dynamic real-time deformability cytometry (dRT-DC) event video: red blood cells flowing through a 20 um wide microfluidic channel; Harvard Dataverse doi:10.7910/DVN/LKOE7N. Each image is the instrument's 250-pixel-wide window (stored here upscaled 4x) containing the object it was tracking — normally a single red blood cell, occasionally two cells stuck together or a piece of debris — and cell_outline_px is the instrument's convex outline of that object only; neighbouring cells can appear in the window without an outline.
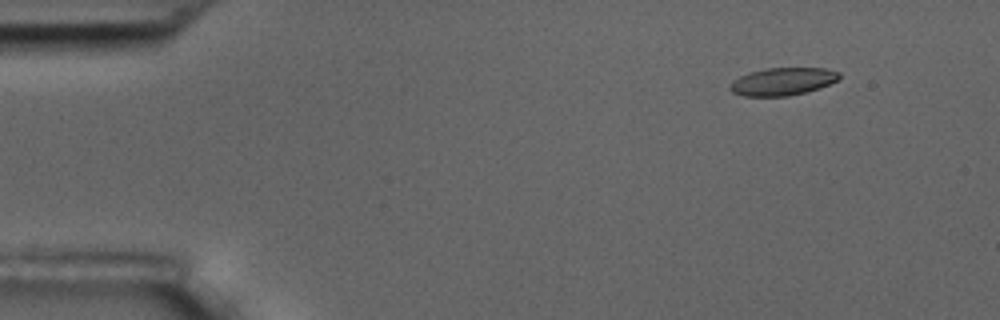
{"species": "common noctule bat (a hibernating species)", "species_latin": "Nyctalus noctula", "temperature_condition": "room temperature", "stored_images_in_passage": 5, "camera_frame_rate_fps": 3000, "um_per_image_px": 0.085, "animal": {"sex": "male", "body_mass_g": 17.5, "forearm_length_mm": 52.3}, "frame": {"image": 1, "passage_image": 2, "time_ms": 1.333, "image_size_px": [1000, 320], "cell_outline_px": [[840, 76], [836, 80], [820, 88], [788, 96], [744, 96], [732, 92], [728, 88], [732, 80], [748, 72], [764, 68], [824, 68], [840, 72]], "centroid_in_image_um": [66.48, 6.92], "position_along_channel_um": 18.5, "area_um2": 17.63}}
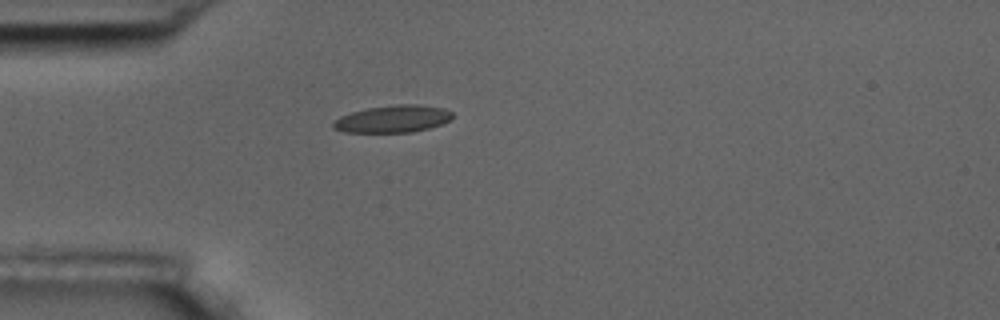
{"frame": {"image": 2, "passage_image": 5, "time_ms": 4.667, "image_size_px": [1000, 320], "cell_outline_px": [[452, 116], [448, 120], [440, 124], [428, 128], [412, 132], [344, 132], [332, 128], [332, 124], [340, 116], [352, 112], [368, 108], [396, 104], [416, 104], [444, 108], [452, 112]], "centroid_in_image_um": [33.37, 10.1], "position_along_channel_um": 51.6, "area_um2": 18.73}}